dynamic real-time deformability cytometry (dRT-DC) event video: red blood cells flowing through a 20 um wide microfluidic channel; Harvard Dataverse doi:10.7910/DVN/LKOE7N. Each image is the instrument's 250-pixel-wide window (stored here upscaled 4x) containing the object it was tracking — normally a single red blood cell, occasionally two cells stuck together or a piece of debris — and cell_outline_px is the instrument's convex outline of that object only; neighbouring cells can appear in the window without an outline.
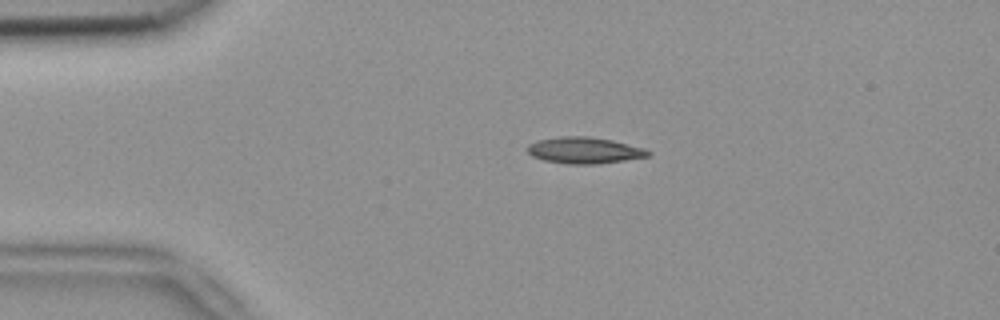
{"species": "common noctule bat (a hibernating species)", "species_latin": "Nyctalus noctula", "temperature_condition": "room temperature", "stored_images_in_passage": 2, "camera_frame_rate_fps": 3000, "um_per_image_px": 0.085, "animal": {"sex": "female", "body_mass_g": 18.4}, "frame": {"image": 1, "passage_image": 1, "time_ms": 0.0, "image_size_px": [1000, 320], "cell_outline_px": [[652, 156], [596, 164], [568, 164], [544, 160], [532, 156], [528, 152], [528, 144], [536, 140], [560, 136], [588, 136], [612, 140], [644, 148], [652, 152]], "centroid_in_image_um": [49.68, 12.77], "position_along_channel_um": 35.3, "area_um2": 18.61}}